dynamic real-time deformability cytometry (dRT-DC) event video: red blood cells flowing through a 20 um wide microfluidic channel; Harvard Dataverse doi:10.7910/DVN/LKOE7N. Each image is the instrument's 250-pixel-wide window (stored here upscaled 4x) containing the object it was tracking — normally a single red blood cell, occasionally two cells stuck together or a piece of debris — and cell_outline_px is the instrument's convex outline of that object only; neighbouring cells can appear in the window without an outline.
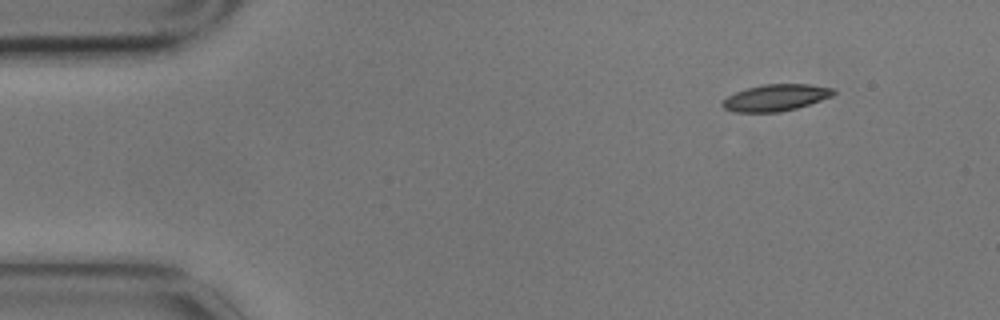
{"species": "common noctule bat (a hibernating species)", "species_latin": "Nyctalus noctula", "temperature_condition": "cold", "stored_images_in_passage": 4, "camera_frame_rate_fps": 3000, "um_per_image_px": 0.085, "animal": {"sex": "male", "body_mass_g": 17.9}, "frame": {"image": 1, "passage_image": 1, "time_ms": 0.0, "image_size_px": [1000, 320], "cell_outline_px": [[836, 92], [832, 96], [796, 108], [780, 112], [736, 112], [724, 108], [720, 104], [720, 100], [736, 92], [748, 88], [764, 84], [808, 84], [832, 88]], "centroid_in_image_um": [65.9, 8.3], "position_along_channel_um": 19.1, "area_um2": 17.11}}
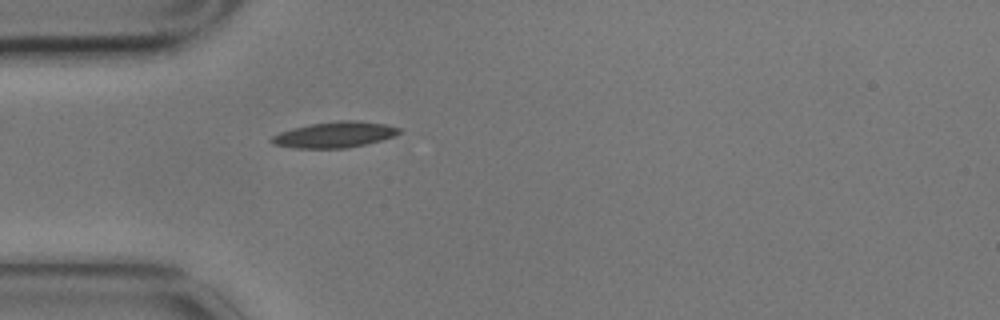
{"frame": {"image": 2, "passage_image": 4, "time_ms": 1.0, "image_size_px": [1000, 320], "cell_outline_px": [[400, 132], [396, 136], [348, 148], [292, 148], [272, 144], [268, 140], [272, 136], [280, 132], [292, 128], [312, 124], [340, 120], [356, 120], [388, 124], [400, 128]], "centroid_in_image_um": [28.43, 11.45], "position_along_channel_um": 56.6, "area_um2": 19.31}}